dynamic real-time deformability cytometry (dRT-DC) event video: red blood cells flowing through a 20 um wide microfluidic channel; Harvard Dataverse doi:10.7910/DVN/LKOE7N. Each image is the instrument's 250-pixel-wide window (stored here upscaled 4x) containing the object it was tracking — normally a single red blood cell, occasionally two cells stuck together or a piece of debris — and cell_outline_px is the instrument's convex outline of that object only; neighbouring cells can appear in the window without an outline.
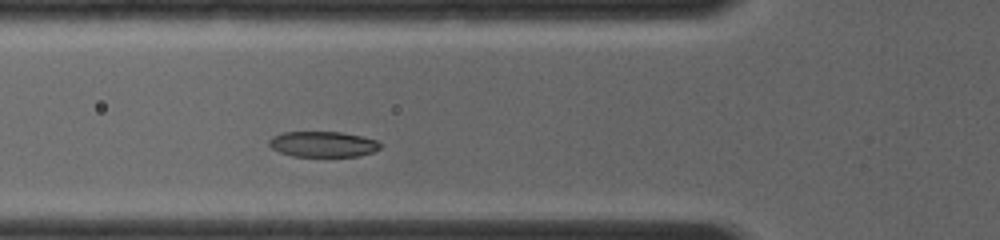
{"species": "common noctule bat (a hibernating species)", "species_latin": "Nyctalus noctula", "temperature_condition": "room temperature", "stored_images_in_passage": 3, "camera_frame_rate_fps": 4000, "um_per_image_px": 0.085, "animal": {"sex": "female", "body_mass_g": 19.0, "forearm_length_mm": 56.7}, "frame": {"image": 1, "passage_image": 3, "time_ms": 1.5, "image_size_px": [1000, 240], "cell_outline_px": [[380, 148], [372, 152], [360, 156], [292, 156], [280, 152], [272, 148], [268, 144], [268, 140], [272, 136], [280, 132], [340, 132], [360, 136], [376, 140], [380, 144]], "centroid_in_image_um": [27.4, 12.25], "position_along_channel_um": 98.4, "area_um2": 16.53}}